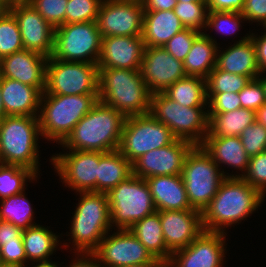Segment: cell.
<instances>
[{"mask_svg": "<svg viewBox=\"0 0 266 267\" xmlns=\"http://www.w3.org/2000/svg\"><path fill=\"white\" fill-rule=\"evenodd\" d=\"M209 11L241 12L244 0H207Z\"/></svg>", "mask_w": 266, "mask_h": 267, "instance_id": "obj_49", "label": "cell"}, {"mask_svg": "<svg viewBox=\"0 0 266 267\" xmlns=\"http://www.w3.org/2000/svg\"><path fill=\"white\" fill-rule=\"evenodd\" d=\"M244 181L266 194V151L250 157L248 168L243 177Z\"/></svg>", "mask_w": 266, "mask_h": 267, "instance_id": "obj_44", "label": "cell"}, {"mask_svg": "<svg viewBox=\"0 0 266 267\" xmlns=\"http://www.w3.org/2000/svg\"><path fill=\"white\" fill-rule=\"evenodd\" d=\"M181 2H207V0H177Z\"/></svg>", "mask_w": 266, "mask_h": 267, "instance_id": "obj_62", "label": "cell"}, {"mask_svg": "<svg viewBox=\"0 0 266 267\" xmlns=\"http://www.w3.org/2000/svg\"><path fill=\"white\" fill-rule=\"evenodd\" d=\"M101 41L96 21L63 24L55 29L51 57L67 62L97 64Z\"/></svg>", "mask_w": 266, "mask_h": 267, "instance_id": "obj_10", "label": "cell"}, {"mask_svg": "<svg viewBox=\"0 0 266 267\" xmlns=\"http://www.w3.org/2000/svg\"><path fill=\"white\" fill-rule=\"evenodd\" d=\"M240 139L250 157L266 151V128L257 121L242 131Z\"/></svg>", "mask_w": 266, "mask_h": 267, "instance_id": "obj_42", "label": "cell"}, {"mask_svg": "<svg viewBox=\"0 0 266 267\" xmlns=\"http://www.w3.org/2000/svg\"><path fill=\"white\" fill-rule=\"evenodd\" d=\"M47 61L46 56L24 49L0 59V77L36 87L43 93L46 86Z\"/></svg>", "mask_w": 266, "mask_h": 267, "instance_id": "obj_20", "label": "cell"}, {"mask_svg": "<svg viewBox=\"0 0 266 267\" xmlns=\"http://www.w3.org/2000/svg\"><path fill=\"white\" fill-rule=\"evenodd\" d=\"M51 162L63 183L71 189L97 192L99 152L69 150V153L55 154Z\"/></svg>", "mask_w": 266, "mask_h": 267, "instance_id": "obj_14", "label": "cell"}, {"mask_svg": "<svg viewBox=\"0 0 266 267\" xmlns=\"http://www.w3.org/2000/svg\"><path fill=\"white\" fill-rule=\"evenodd\" d=\"M250 37L253 40L255 51H256V59L259 68L260 74L265 73L266 71V32L263 35H259L257 37L253 33L250 34Z\"/></svg>", "mask_w": 266, "mask_h": 267, "instance_id": "obj_51", "label": "cell"}, {"mask_svg": "<svg viewBox=\"0 0 266 267\" xmlns=\"http://www.w3.org/2000/svg\"><path fill=\"white\" fill-rule=\"evenodd\" d=\"M261 75L263 76V74H259V76L257 77V79L260 81V83L263 86L264 94H265V99H266V76L265 77L264 76L262 77Z\"/></svg>", "mask_w": 266, "mask_h": 267, "instance_id": "obj_59", "label": "cell"}, {"mask_svg": "<svg viewBox=\"0 0 266 267\" xmlns=\"http://www.w3.org/2000/svg\"><path fill=\"white\" fill-rule=\"evenodd\" d=\"M0 260L2 264L25 266L27 258L25 255L22 238H16V242L5 243L0 247Z\"/></svg>", "mask_w": 266, "mask_h": 267, "instance_id": "obj_47", "label": "cell"}, {"mask_svg": "<svg viewBox=\"0 0 266 267\" xmlns=\"http://www.w3.org/2000/svg\"><path fill=\"white\" fill-rule=\"evenodd\" d=\"M80 200L71 221V238L77 252H93L110 234L108 196L100 192H79Z\"/></svg>", "mask_w": 266, "mask_h": 267, "instance_id": "obj_6", "label": "cell"}, {"mask_svg": "<svg viewBox=\"0 0 266 267\" xmlns=\"http://www.w3.org/2000/svg\"><path fill=\"white\" fill-rule=\"evenodd\" d=\"M215 39L202 32L193 42L191 50L183 61L184 71L187 76L207 78L216 67L217 49Z\"/></svg>", "mask_w": 266, "mask_h": 267, "instance_id": "obj_28", "label": "cell"}, {"mask_svg": "<svg viewBox=\"0 0 266 267\" xmlns=\"http://www.w3.org/2000/svg\"><path fill=\"white\" fill-rule=\"evenodd\" d=\"M139 70L152 94L164 92L177 80L187 76L183 62L174 58L163 47H145Z\"/></svg>", "mask_w": 266, "mask_h": 267, "instance_id": "obj_19", "label": "cell"}, {"mask_svg": "<svg viewBox=\"0 0 266 267\" xmlns=\"http://www.w3.org/2000/svg\"><path fill=\"white\" fill-rule=\"evenodd\" d=\"M156 211L190 210L182 175L153 176L145 179Z\"/></svg>", "mask_w": 266, "mask_h": 267, "instance_id": "obj_25", "label": "cell"}, {"mask_svg": "<svg viewBox=\"0 0 266 267\" xmlns=\"http://www.w3.org/2000/svg\"><path fill=\"white\" fill-rule=\"evenodd\" d=\"M103 0H68L65 24L96 21Z\"/></svg>", "mask_w": 266, "mask_h": 267, "instance_id": "obj_39", "label": "cell"}, {"mask_svg": "<svg viewBox=\"0 0 266 267\" xmlns=\"http://www.w3.org/2000/svg\"><path fill=\"white\" fill-rule=\"evenodd\" d=\"M158 212L165 244L172 253L187 247L204 230L201 212L195 209Z\"/></svg>", "mask_w": 266, "mask_h": 267, "instance_id": "obj_21", "label": "cell"}, {"mask_svg": "<svg viewBox=\"0 0 266 267\" xmlns=\"http://www.w3.org/2000/svg\"><path fill=\"white\" fill-rule=\"evenodd\" d=\"M144 48L142 36L103 37L98 68L139 70Z\"/></svg>", "mask_w": 266, "mask_h": 267, "instance_id": "obj_22", "label": "cell"}, {"mask_svg": "<svg viewBox=\"0 0 266 267\" xmlns=\"http://www.w3.org/2000/svg\"><path fill=\"white\" fill-rule=\"evenodd\" d=\"M125 119L122 113L98 100L60 145L78 151L117 150Z\"/></svg>", "mask_w": 266, "mask_h": 267, "instance_id": "obj_2", "label": "cell"}, {"mask_svg": "<svg viewBox=\"0 0 266 267\" xmlns=\"http://www.w3.org/2000/svg\"><path fill=\"white\" fill-rule=\"evenodd\" d=\"M151 95L140 70L99 68L98 100L125 117L148 114Z\"/></svg>", "mask_w": 266, "mask_h": 267, "instance_id": "obj_3", "label": "cell"}, {"mask_svg": "<svg viewBox=\"0 0 266 267\" xmlns=\"http://www.w3.org/2000/svg\"><path fill=\"white\" fill-rule=\"evenodd\" d=\"M129 230L154 258L169 261L172 252L167 248L158 211L134 223Z\"/></svg>", "mask_w": 266, "mask_h": 267, "instance_id": "obj_30", "label": "cell"}, {"mask_svg": "<svg viewBox=\"0 0 266 267\" xmlns=\"http://www.w3.org/2000/svg\"><path fill=\"white\" fill-rule=\"evenodd\" d=\"M208 113H224L241 108L238 93H207Z\"/></svg>", "mask_w": 266, "mask_h": 267, "instance_id": "obj_46", "label": "cell"}, {"mask_svg": "<svg viewBox=\"0 0 266 267\" xmlns=\"http://www.w3.org/2000/svg\"><path fill=\"white\" fill-rule=\"evenodd\" d=\"M242 20L246 21L241 12L209 11L206 28H214L227 36L239 30Z\"/></svg>", "mask_w": 266, "mask_h": 267, "instance_id": "obj_40", "label": "cell"}, {"mask_svg": "<svg viewBox=\"0 0 266 267\" xmlns=\"http://www.w3.org/2000/svg\"><path fill=\"white\" fill-rule=\"evenodd\" d=\"M2 1H4L9 7L13 6L18 2L17 0H2Z\"/></svg>", "mask_w": 266, "mask_h": 267, "instance_id": "obj_60", "label": "cell"}, {"mask_svg": "<svg viewBox=\"0 0 266 267\" xmlns=\"http://www.w3.org/2000/svg\"><path fill=\"white\" fill-rule=\"evenodd\" d=\"M23 230L14 224L0 220V247L5 243L16 242V238H22Z\"/></svg>", "mask_w": 266, "mask_h": 267, "instance_id": "obj_50", "label": "cell"}, {"mask_svg": "<svg viewBox=\"0 0 266 267\" xmlns=\"http://www.w3.org/2000/svg\"><path fill=\"white\" fill-rule=\"evenodd\" d=\"M110 224L129 229L134 223L156 211L145 179L132 174L108 193Z\"/></svg>", "mask_w": 266, "mask_h": 267, "instance_id": "obj_9", "label": "cell"}, {"mask_svg": "<svg viewBox=\"0 0 266 267\" xmlns=\"http://www.w3.org/2000/svg\"><path fill=\"white\" fill-rule=\"evenodd\" d=\"M241 108L257 111L265 102V94L262 84L258 79L250 82L238 93Z\"/></svg>", "mask_w": 266, "mask_h": 267, "instance_id": "obj_45", "label": "cell"}, {"mask_svg": "<svg viewBox=\"0 0 266 267\" xmlns=\"http://www.w3.org/2000/svg\"><path fill=\"white\" fill-rule=\"evenodd\" d=\"M98 82L97 64L48 58L45 86L47 94L98 95Z\"/></svg>", "mask_w": 266, "mask_h": 267, "instance_id": "obj_11", "label": "cell"}, {"mask_svg": "<svg viewBox=\"0 0 266 267\" xmlns=\"http://www.w3.org/2000/svg\"><path fill=\"white\" fill-rule=\"evenodd\" d=\"M164 261L155 258L152 262L150 263H144V264H138V265H127V266H122V267H159Z\"/></svg>", "mask_w": 266, "mask_h": 267, "instance_id": "obj_55", "label": "cell"}, {"mask_svg": "<svg viewBox=\"0 0 266 267\" xmlns=\"http://www.w3.org/2000/svg\"><path fill=\"white\" fill-rule=\"evenodd\" d=\"M25 193L11 195L1 199L0 220L14 224L16 227L25 230L37 225L33 224V209L31 203L25 198Z\"/></svg>", "mask_w": 266, "mask_h": 267, "instance_id": "obj_34", "label": "cell"}, {"mask_svg": "<svg viewBox=\"0 0 266 267\" xmlns=\"http://www.w3.org/2000/svg\"><path fill=\"white\" fill-rule=\"evenodd\" d=\"M144 11L173 10L177 0H141Z\"/></svg>", "mask_w": 266, "mask_h": 267, "instance_id": "obj_53", "label": "cell"}, {"mask_svg": "<svg viewBox=\"0 0 266 267\" xmlns=\"http://www.w3.org/2000/svg\"><path fill=\"white\" fill-rule=\"evenodd\" d=\"M97 102L98 95H56L44 91L38 114L41 136L61 144Z\"/></svg>", "mask_w": 266, "mask_h": 267, "instance_id": "obj_4", "label": "cell"}, {"mask_svg": "<svg viewBox=\"0 0 266 267\" xmlns=\"http://www.w3.org/2000/svg\"><path fill=\"white\" fill-rule=\"evenodd\" d=\"M194 29L185 28L181 32L174 35L163 48L170 53L174 58L184 61L187 54L191 50L194 40L201 34Z\"/></svg>", "mask_w": 266, "mask_h": 267, "instance_id": "obj_43", "label": "cell"}, {"mask_svg": "<svg viewBox=\"0 0 266 267\" xmlns=\"http://www.w3.org/2000/svg\"><path fill=\"white\" fill-rule=\"evenodd\" d=\"M36 266L33 267H58V265L55 263H53L52 261H40L39 263H36ZM61 267V266H60Z\"/></svg>", "mask_w": 266, "mask_h": 267, "instance_id": "obj_57", "label": "cell"}, {"mask_svg": "<svg viewBox=\"0 0 266 267\" xmlns=\"http://www.w3.org/2000/svg\"><path fill=\"white\" fill-rule=\"evenodd\" d=\"M217 49L216 67L222 71L257 79L259 68L250 35L243 37L224 52Z\"/></svg>", "mask_w": 266, "mask_h": 267, "instance_id": "obj_24", "label": "cell"}, {"mask_svg": "<svg viewBox=\"0 0 266 267\" xmlns=\"http://www.w3.org/2000/svg\"><path fill=\"white\" fill-rule=\"evenodd\" d=\"M132 175V163L119 150L99 152L97 192L108 193Z\"/></svg>", "mask_w": 266, "mask_h": 267, "instance_id": "obj_29", "label": "cell"}, {"mask_svg": "<svg viewBox=\"0 0 266 267\" xmlns=\"http://www.w3.org/2000/svg\"><path fill=\"white\" fill-rule=\"evenodd\" d=\"M149 113L157 121L170 128L177 139L201 145L208 134L209 118L205 107L182 106L170 99L164 92L151 95Z\"/></svg>", "mask_w": 266, "mask_h": 267, "instance_id": "obj_8", "label": "cell"}, {"mask_svg": "<svg viewBox=\"0 0 266 267\" xmlns=\"http://www.w3.org/2000/svg\"><path fill=\"white\" fill-rule=\"evenodd\" d=\"M29 3L54 29L65 24L68 0H30Z\"/></svg>", "mask_w": 266, "mask_h": 267, "instance_id": "obj_41", "label": "cell"}, {"mask_svg": "<svg viewBox=\"0 0 266 267\" xmlns=\"http://www.w3.org/2000/svg\"><path fill=\"white\" fill-rule=\"evenodd\" d=\"M246 21L260 22L263 27L266 24V0H244V7L241 11Z\"/></svg>", "mask_w": 266, "mask_h": 267, "instance_id": "obj_48", "label": "cell"}, {"mask_svg": "<svg viewBox=\"0 0 266 267\" xmlns=\"http://www.w3.org/2000/svg\"><path fill=\"white\" fill-rule=\"evenodd\" d=\"M1 81V77H0ZM5 117V111H4V106L2 102V95H1V86H0V121Z\"/></svg>", "mask_w": 266, "mask_h": 267, "instance_id": "obj_58", "label": "cell"}, {"mask_svg": "<svg viewBox=\"0 0 266 267\" xmlns=\"http://www.w3.org/2000/svg\"><path fill=\"white\" fill-rule=\"evenodd\" d=\"M77 255L78 260L75 258L69 267H102L93 252H80L81 258L79 252Z\"/></svg>", "mask_w": 266, "mask_h": 267, "instance_id": "obj_52", "label": "cell"}, {"mask_svg": "<svg viewBox=\"0 0 266 267\" xmlns=\"http://www.w3.org/2000/svg\"><path fill=\"white\" fill-rule=\"evenodd\" d=\"M213 161L202 145H194L185 158L182 178L185 184L188 202L192 209L202 211L216 195L219 186L226 177H234Z\"/></svg>", "mask_w": 266, "mask_h": 267, "instance_id": "obj_7", "label": "cell"}, {"mask_svg": "<svg viewBox=\"0 0 266 267\" xmlns=\"http://www.w3.org/2000/svg\"><path fill=\"white\" fill-rule=\"evenodd\" d=\"M226 235L203 230L187 247L174 251L169 262L173 267H222Z\"/></svg>", "mask_w": 266, "mask_h": 267, "instance_id": "obj_18", "label": "cell"}, {"mask_svg": "<svg viewBox=\"0 0 266 267\" xmlns=\"http://www.w3.org/2000/svg\"><path fill=\"white\" fill-rule=\"evenodd\" d=\"M256 121L266 128V102L255 112Z\"/></svg>", "mask_w": 266, "mask_h": 267, "instance_id": "obj_54", "label": "cell"}, {"mask_svg": "<svg viewBox=\"0 0 266 267\" xmlns=\"http://www.w3.org/2000/svg\"><path fill=\"white\" fill-rule=\"evenodd\" d=\"M201 145L219 167L223 163L242 172L240 175L235 174L234 177H243V173H246L250 156L246 153L240 136L205 137Z\"/></svg>", "mask_w": 266, "mask_h": 267, "instance_id": "obj_27", "label": "cell"}, {"mask_svg": "<svg viewBox=\"0 0 266 267\" xmlns=\"http://www.w3.org/2000/svg\"><path fill=\"white\" fill-rule=\"evenodd\" d=\"M159 267H173L169 261H164Z\"/></svg>", "mask_w": 266, "mask_h": 267, "instance_id": "obj_61", "label": "cell"}, {"mask_svg": "<svg viewBox=\"0 0 266 267\" xmlns=\"http://www.w3.org/2000/svg\"><path fill=\"white\" fill-rule=\"evenodd\" d=\"M56 234L40 225L23 230L22 241L27 260L33 262L49 261L59 241Z\"/></svg>", "mask_w": 266, "mask_h": 267, "instance_id": "obj_32", "label": "cell"}, {"mask_svg": "<svg viewBox=\"0 0 266 267\" xmlns=\"http://www.w3.org/2000/svg\"><path fill=\"white\" fill-rule=\"evenodd\" d=\"M194 144L175 139L171 144L148 151L132 163V174L147 179L153 176L182 174L185 158Z\"/></svg>", "mask_w": 266, "mask_h": 267, "instance_id": "obj_16", "label": "cell"}, {"mask_svg": "<svg viewBox=\"0 0 266 267\" xmlns=\"http://www.w3.org/2000/svg\"><path fill=\"white\" fill-rule=\"evenodd\" d=\"M183 29L173 10L144 11L142 39L145 47H163Z\"/></svg>", "mask_w": 266, "mask_h": 267, "instance_id": "obj_26", "label": "cell"}, {"mask_svg": "<svg viewBox=\"0 0 266 267\" xmlns=\"http://www.w3.org/2000/svg\"><path fill=\"white\" fill-rule=\"evenodd\" d=\"M0 86L5 116L38 117L42 97L38 88L5 77Z\"/></svg>", "mask_w": 266, "mask_h": 267, "instance_id": "obj_23", "label": "cell"}, {"mask_svg": "<svg viewBox=\"0 0 266 267\" xmlns=\"http://www.w3.org/2000/svg\"><path fill=\"white\" fill-rule=\"evenodd\" d=\"M264 195L241 177H226L216 195L202 211L205 231L224 233L227 226L240 223L260 207Z\"/></svg>", "mask_w": 266, "mask_h": 267, "instance_id": "obj_1", "label": "cell"}, {"mask_svg": "<svg viewBox=\"0 0 266 267\" xmlns=\"http://www.w3.org/2000/svg\"><path fill=\"white\" fill-rule=\"evenodd\" d=\"M249 82L250 79L246 76L215 67L206 78V89L207 93H239Z\"/></svg>", "mask_w": 266, "mask_h": 267, "instance_id": "obj_37", "label": "cell"}, {"mask_svg": "<svg viewBox=\"0 0 266 267\" xmlns=\"http://www.w3.org/2000/svg\"><path fill=\"white\" fill-rule=\"evenodd\" d=\"M102 267H122L150 263L155 258L129 229L105 235L93 251Z\"/></svg>", "mask_w": 266, "mask_h": 267, "instance_id": "obj_15", "label": "cell"}, {"mask_svg": "<svg viewBox=\"0 0 266 267\" xmlns=\"http://www.w3.org/2000/svg\"><path fill=\"white\" fill-rule=\"evenodd\" d=\"M173 11L185 28L194 29L199 32L203 28L206 29L209 12L207 2L177 1Z\"/></svg>", "mask_w": 266, "mask_h": 267, "instance_id": "obj_36", "label": "cell"}, {"mask_svg": "<svg viewBox=\"0 0 266 267\" xmlns=\"http://www.w3.org/2000/svg\"><path fill=\"white\" fill-rule=\"evenodd\" d=\"M164 93L185 107H207L206 79L199 76H186L169 86Z\"/></svg>", "mask_w": 266, "mask_h": 267, "instance_id": "obj_33", "label": "cell"}, {"mask_svg": "<svg viewBox=\"0 0 266 267\" xmlns=\"http://www.w3.org/2000/svg\"><path fill=\"white\" fill-rule=\"evenodd\" d=\"M10 12L18 23L24 49L51 57L55 29L29 2H17L10 7Z\"/></svg>", "mask_w": 266, "mask_h": 267, "instance_id": "obj_17", "label": "cell"}, {"mask_svg": "<svg viewBox=\"0 0 266 267\" xmlns=\"http://www.w3.org/2000/svg\"><path fill=\"white\" fill-rule=\"evenodd\" d=\"M38 117L5 116L0 121V164L19 165L39 174Z\"/></svg>", "mask_w": 266, "mask_h": 267, "instance_id": "obj_5", "label": "cell"}, {"mask_svg": "<svg viewBox=\"0 0 266 267\" xmlns=\"http://www.w3.org/2000/svg\"><path fill=\"white\" fill-rule=\"evenodd\" d=\"M0 267H20L17 265L1 264Z\"/></svg>", "mask_w": 266, "mask_h": 267, "instance_id": "obj_63", "label": "cell"}, {"mask_svg": "<svg viewBox=\"0 0 266 267\" xmlns=\"http://www.w3.org/2000/svg\"><path fill=\"white\" fill-rule=\"evenodd\" d=\"M36 178L37 175L29 168L0 164V198L24 192L27 180L33 181Z\"/></svg>", "mask_w": 266, "mask_h": 267, "instance_id": "obj_35", "label": "cell"}, {"mask_svg": "<svg viewBox=\"0 0 266 267\" xmlns=\"http://www.w3.org/2000/svg\"><path fill=\"white\" fill-rule=\"evenodd\" d=\"M143 16L141 0H103L96 23L102 38L142 36Z\"/></svg>", "mask_w": 266, "mask_h": 267, "instance_id": "obj_13", "label": "cell"}, {"mask_svg": "<svg viewBox=\"0 0 266 267\" xmlns=\"http://www.w3.org/2000/svg\"><path fill=\"white\" fill-rule=\"evenodd\" d=\"M24 50L21 33L14 15L9 11L0 18V59Z\"/></svg>", "mask_w": 266, "mask_h": 267, "instance_id": "obj_38", "label": "cell"}, {"mask_svg": "<svg viewBox=\"0 0 266 267\" xmlns=\"http://www.w3.org/2000/svg\"><path fill=\"white\" fill-rule=\"evenodd\" d=\"M206 137L240 136L242 131L256 121L255 111L238 108L224 113H208Z\"/></svg>", "mask_w": 266, "mask_h": 267, "instance_id": "obj_31", "label": "cell"}, {"mask_svg": "<svg viewBox=\"0 0 266 267\" xmlns=\"http://www.w3.org/2000/svg\"><path fill=\"white\" fill-rule=\"evenodd\" d=\"M176 137L170 128L150 113L126 117L119 152L131 163L148 151L171 144Z\"/></svg>", "mask_w": 266, "mask_h": 267, "instance_id": "obj_12", "label": "cell"}, {"mask_svg": "<svg viewBox=\"0 0 266 267\" xmlns=\"http://www.w3.org/2000/svg\"><path fill=\"white\" fill-rule=\"evenodd\" d=\"M10 11V7L2 0H0V18L5 16Z\"/></svg>", "mask_w": 266, "mask_h": 267, "instance_id": "obj_56", "label": "cell"}, {"mask_svg": "<svg viewBox=\"0 0 266 267\" xmlns=\"http://www.w3.org/2000/svg\"><path fill=\"white\" fill-rule=\"evenodd\" d=\"M18 2H27V0H17Z\"/></svg>", "mask_w": 266, "mask_h": 267, "instance_id": "obj_64", "label": "cell"}]
</instances>
